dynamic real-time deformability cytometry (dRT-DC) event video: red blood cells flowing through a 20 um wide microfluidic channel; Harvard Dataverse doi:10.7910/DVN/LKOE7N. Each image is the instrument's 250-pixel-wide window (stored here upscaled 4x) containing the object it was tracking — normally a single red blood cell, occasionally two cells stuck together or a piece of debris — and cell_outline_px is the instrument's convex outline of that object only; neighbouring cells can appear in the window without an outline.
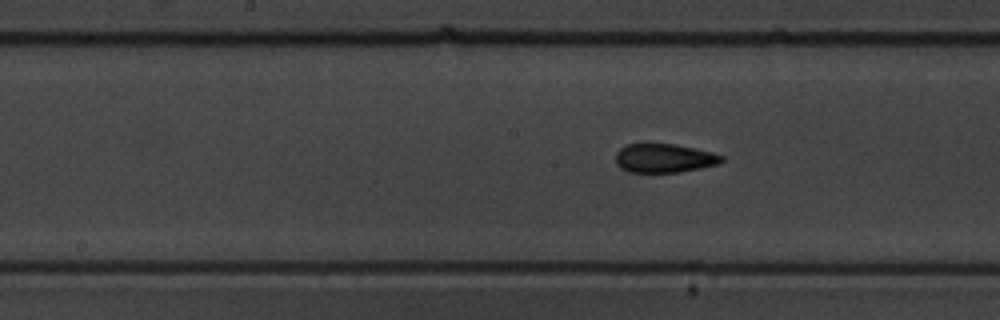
{"species": "common noctule bat (a hibernating species)", "species_latin": "Nyctalus noctula", "temperature_condition": "warm", "stored_images_in_passage": 10, "camera_frame_rate_fps": 3000, "um_per_image_px": 0.085, "animal": {"sex": "male", "body_mass_g": 19.5, "forearm_length_mm": 54.6}, "frame": {"image": 1, "passage_image": 9, "time_ms": 12.333, "image_size_px": [1000, 320], "cell_outline_px": [[724, 160], [716, 164], [700, 168], [676, 172], [628, 172], [620, 168], [616, 164], [616, 152], [620, 148], [628, 144], [676, 144], [712, 152], [724, 156]], "centroid_in_image_um": [56.43, 13.44], "position_along_channel_um": 191.8, "area_um2": 17.74}}